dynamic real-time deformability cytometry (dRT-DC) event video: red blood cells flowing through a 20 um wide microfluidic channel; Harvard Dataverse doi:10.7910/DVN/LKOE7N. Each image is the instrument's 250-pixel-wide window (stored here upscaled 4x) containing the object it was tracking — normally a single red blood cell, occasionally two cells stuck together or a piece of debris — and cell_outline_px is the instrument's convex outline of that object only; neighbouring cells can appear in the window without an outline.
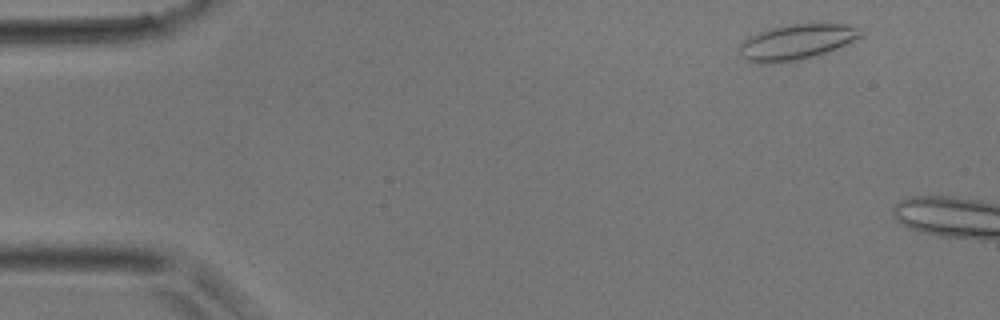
{"species": "common noctule bat (a hibernating species)", "species_latin": "Nyctalus noctula", "temperature_condition": "room temperature", "stored_images_in_passage": 2, "camera_frame_rate_fps": 3000, "um_per_image_px": 0.085, "animal": {"sex": "male", "body_mass_g": 17.9}, "frame": {"image": 1, "passage_image": 1, "time_ms": 0.0, "image_size_px": [1000, 320], "cell_outline_px": [[864, 36], [856, 40], [836, 48], [800, 60], [772, 64], [760, 64], [744, 60], [740, 52], [740, 44], [748, 36], [772, 28], [792, 24], [844, 24], [856, 28], [864, 32]], "centroid_in_image_um": [67.68, 3.59], "position_along_channel_um": 17.3, "area_um2": 24.85}}